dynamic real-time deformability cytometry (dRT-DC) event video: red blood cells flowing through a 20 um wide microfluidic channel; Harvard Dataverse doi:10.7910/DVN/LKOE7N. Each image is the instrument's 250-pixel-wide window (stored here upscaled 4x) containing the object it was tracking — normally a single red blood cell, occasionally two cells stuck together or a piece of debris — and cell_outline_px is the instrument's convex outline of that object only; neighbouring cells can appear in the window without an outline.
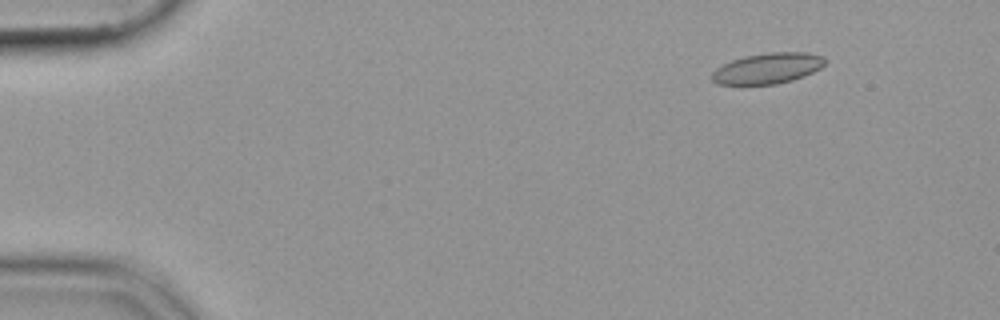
{"species": "common noctule bat (a hibernating species)", "species_latin": "Nyctalus noctula", "temperature_condition": "cold", "stored_images_in_passage": 9, "camera_frame_rate_fps": 3000, "um_per_image_px": 0.085, "animal": {"sex": "female", "body_mass_g": 19.9}, "frame": {"image": 1, "passage_image": 3, "time_ms": 0.667, "image_size_px": [1000, 320], "cell_outline_px": [[828, 60], [820, 68], [804, 76], [792, 80], [776, 84], [716, 84], [712, 80], [712, 72], [716, 68], [732, 60], [744, 56], [768, 52], [808, 52], [824, 56]], "centroid_in_image_um": [65.28, 5.79], "position_along_channel_um": 19.7, "area_um2": 20.29}}